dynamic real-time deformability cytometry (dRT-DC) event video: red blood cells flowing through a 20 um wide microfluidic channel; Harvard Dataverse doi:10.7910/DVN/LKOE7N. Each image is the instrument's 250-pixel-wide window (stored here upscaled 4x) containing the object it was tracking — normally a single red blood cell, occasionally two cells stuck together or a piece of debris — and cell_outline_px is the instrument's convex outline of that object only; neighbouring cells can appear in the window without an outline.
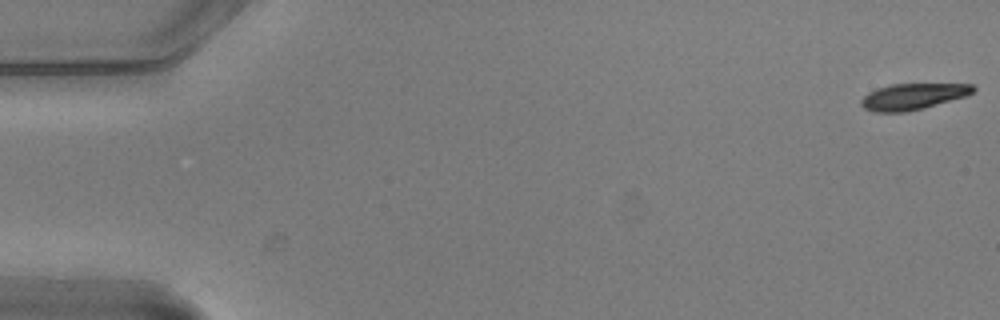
{"species": "common noctule bat (a hibernating species)", "species_latin": "Nyctalus noctula", "temperature_condition": "warm", "stored_images_in_passage": 4, "camera_frame_rate_fps": 3000, "um_per_image_px": 0.085, "animal": {"sex": "male", "body_mass_g": 20.5, "forearm_length_mm": 52.5}, "frame": {"image": 1, "passage_image": 1, "time_ms": 0.0, "image_size_px": [1000, 320], "cell_outline_px": [[976, 88], [972, 92], [964, 96], [924, 108], [904, 112], [872, 112], [864, 108], [860, 104], [860, 100], [868, 92], [876, 88], [892, 84], [972, 84]], "centroid_in_image_um": [77.53, 8.2], "position_along_channel_um": 7.5, "area_um2": 16.99}}
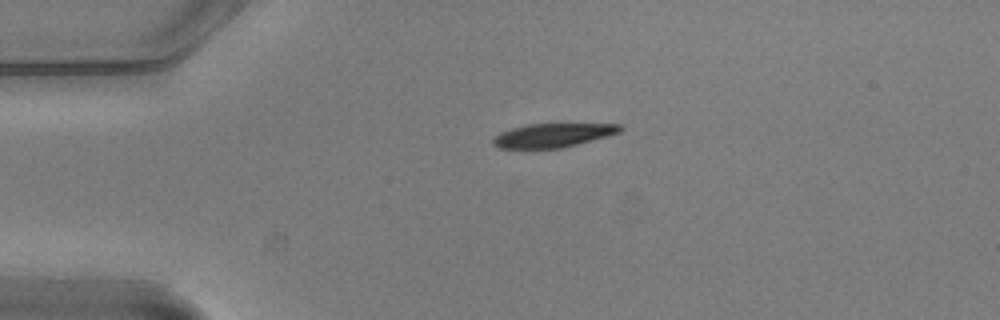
{"frame": {"image": 2, "passage_image": 4, "time_ms": 1.0, "image_size_px": [1000, 320], "cell_outline_px": [[624, 128], [620, 132], [608, 136], [560, 148], [500, 148], [492, 144], [492, 140], [500, 132], [524, 124], [624, 124]], "centroid_in_image_um": [47.01, 11.49], "position_along_channel_um": 38.0, "area_um2": 17.57}}